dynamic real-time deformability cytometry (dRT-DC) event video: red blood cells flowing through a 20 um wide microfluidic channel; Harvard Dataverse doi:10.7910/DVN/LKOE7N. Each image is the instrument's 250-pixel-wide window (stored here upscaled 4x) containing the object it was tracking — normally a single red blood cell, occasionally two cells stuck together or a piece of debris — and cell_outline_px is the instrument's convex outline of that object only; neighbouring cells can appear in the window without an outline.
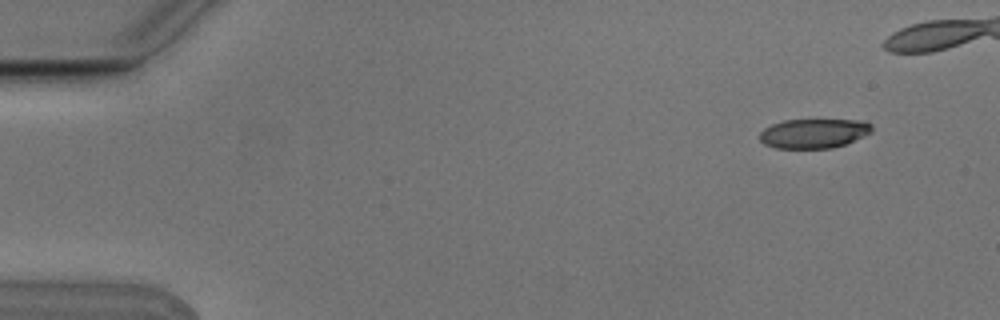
{"species": "Egyptian fruit bat (a non-hibernating species)", "species_latin": "Rousettus aegyptiacus", "temperature_condition": "cold", "stored_images_in_passage": 5, "camera_frame_rate_fps": 3000, "um_per_image_px": 0.085, "animal": {"sex": "male"}, "frame": {"image": 1, "passage_image": 1, "time_ms": 0.0, "image_size_px": [1000, 320], "cell_outline_px": [[872, 132], [844, 144], [832, 148], [776, 148], [764, 144], [760, 140], [760, 132], [764, 128], [772, 124], [784, 120], [864, 120], [872, 124]], "centroid_in_image_um": [69.17, 11.33], "position_along_channel_um": 15.8, "area_um2": 19.19}}